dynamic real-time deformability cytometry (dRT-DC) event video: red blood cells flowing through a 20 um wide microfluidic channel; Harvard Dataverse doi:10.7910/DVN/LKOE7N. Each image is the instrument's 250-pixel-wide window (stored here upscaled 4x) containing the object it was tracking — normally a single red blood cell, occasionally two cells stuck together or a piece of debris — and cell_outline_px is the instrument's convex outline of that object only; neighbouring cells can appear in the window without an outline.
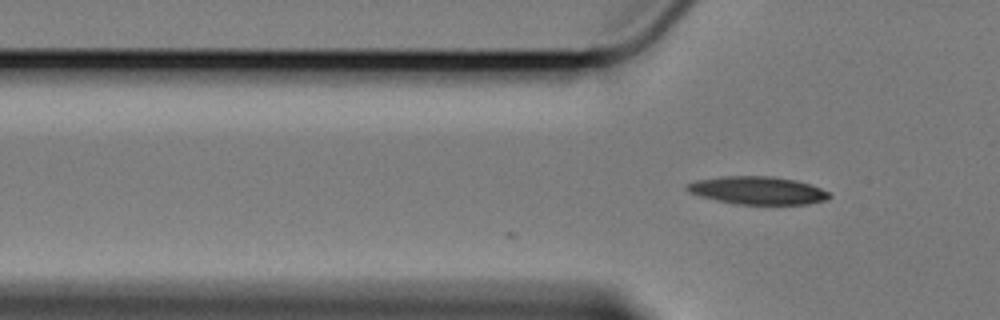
{"species": "Egyptian fruit bat (a non-hibernating species)", "species_latin": "Rousettus aegyptiacus", "temperature_condition": "cold", "stored_images_in_passage": 2, "camera_frame_rate_fps": 3000, "um_per_image_px": 0.085, "animal": {"sex": "female"}, "frame": {"image": 1, "passage_image": 2, "time_ms": 0.333, "image_size_px": [1000, 320], "cell_outline_px": [[832, 196], [828, 200], [808, 204], [736, 204], [716, 200], [700, 196], [684, 188], [688, 184], [696, 180], [720, 176], [772, 176], [796, 180], [820, 188], [828, 192]], "centroid_in_image_um": [64.42, 16.18], "position_along_channel_um": 61.4, "area_um2": 23.06}}